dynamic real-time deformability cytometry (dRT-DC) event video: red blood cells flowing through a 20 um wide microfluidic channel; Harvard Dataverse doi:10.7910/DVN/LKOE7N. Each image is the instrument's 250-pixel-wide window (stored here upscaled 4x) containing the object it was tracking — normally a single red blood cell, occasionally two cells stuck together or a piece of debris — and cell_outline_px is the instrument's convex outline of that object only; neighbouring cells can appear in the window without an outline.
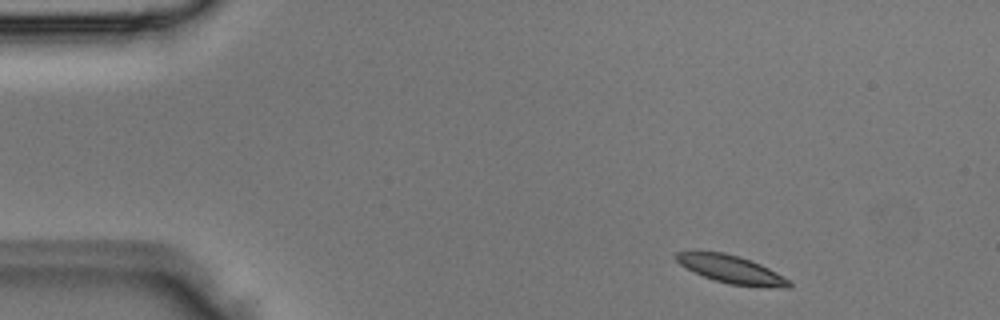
{"species": "Egyptian fruit bat (a non-hibernating species)", "species_latin": "Rousettus aegyptiacus", "temperature_condition": "room temperature", "stored_images_in_passage": 3, "camera_frame_rate_fps": 3000, "um_per_image_px": 0.085, "animal": {"sex": "male"}, "frame": {"image": 1, "passage_image": 1, "time_ms": 0.0, "image_size_px": [1000, 320], "cell_outline_px": [[792, 284], [788, 288], [784, 288], [728, 284], [704, 276], [680, 264], [676, 260], [676, 252], [724, 252], [740, 256], [752, 260], [792, 280]], "centroid_in_image_um": [62.24, 22.9], "position_along_channel_um": 22.8, "area_um2": 18.09}}
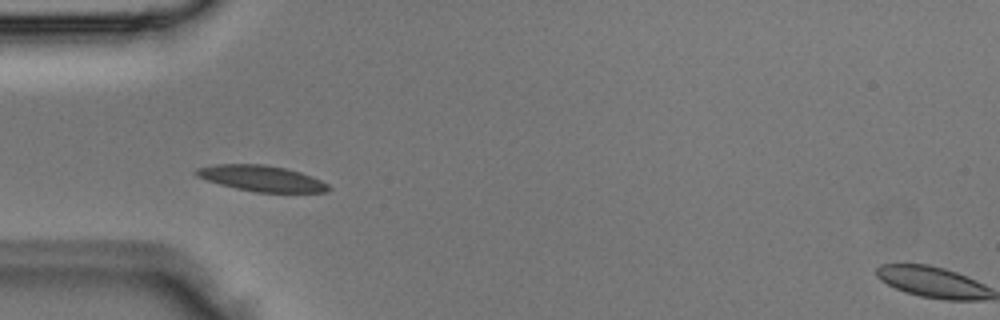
{"frame": {"image": 2, "passage_image": 3, "time_ms": 0.667, "image_size_px": [1000, 320], "cell_outline_px": [[332, 188], [328, 192], [256, 192], [236, 188], [220, 184], [196, 176], [192, 172], [196, 168], [216, 164], [264, 164], [284, 168], [300, 172], [312, 176], [328, 184]], "centroid_in_image_um": [22.22, 15.16], "position_along_channel_um": 62.8, "area_um2": 19.88}}